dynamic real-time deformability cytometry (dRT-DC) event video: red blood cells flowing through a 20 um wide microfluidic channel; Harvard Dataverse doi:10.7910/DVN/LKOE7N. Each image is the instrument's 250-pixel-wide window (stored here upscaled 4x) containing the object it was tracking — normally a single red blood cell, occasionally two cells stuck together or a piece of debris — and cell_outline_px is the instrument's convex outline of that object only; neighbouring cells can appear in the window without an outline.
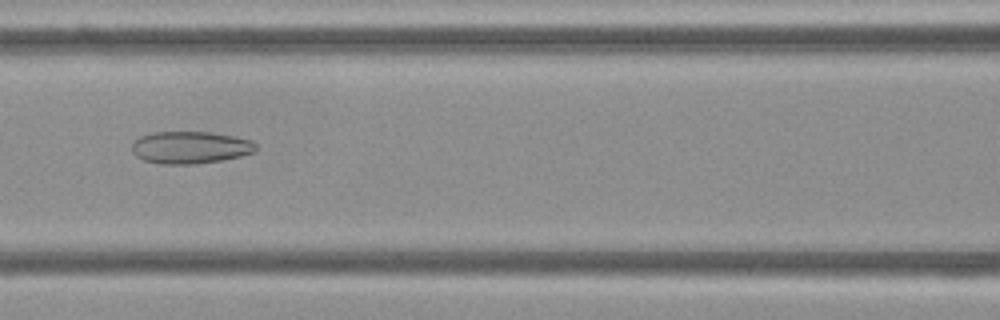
{"species": "Egyptian fruit bat (a non-hibernating species)", "species_latin": "Rousettus aegyptiacus", "temperature_condition": "cold", "stored_images_in_passage": 53, "camera_frame_rate_fps": 3000, "um_per_image_px": 0.085, "frame": {"image": 1, "passage_image": 23, "time_ms": 7.333, "image_size_px": [1000, 320], "cell_outline_px": [[256, 148], [252, 152], [240, 156], [224, 160], [192, 164], [160, 164], [144, 160], [136, 156], [132, 152], [132, 144], [140, 136], [152, 132], [212, 132], [236, 136], [252, 140], [256, 144]], "centroid_in_image_um": [16.17, 12.53], "position_along_channel_um": 150.4, "area_um2": 23.41}}
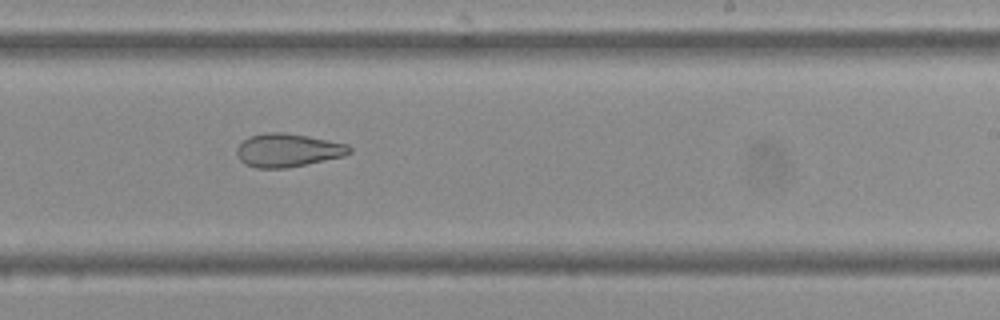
{"frame": {"image": 2, "passage_image": 32, "time_ms": 10.333, "image_size_px": [1000, 320], "cell_outline_px": [[352, 152], [344, 156], [288, 168], [256, 168], [244, 164], [236, 156], [236, 148], [248, 136], [264, 132], [284, 132], [308, 136], [348, 144], [352, 148]], "centroid_in_image_um": [24.44, 12.77], "position_along_channel_um": 264.6, "area_um2": 22.14}}
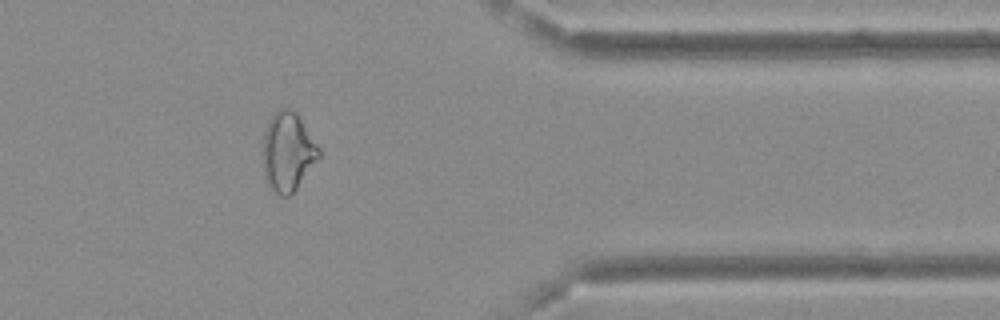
{"frame": {"image": 3, "passage_image": 43, "time_ms": 14.0, "image_size_px": [1000, 320], "cell_outline_px": [[320, 156], [296, 188], [288, 196], [280, 196], [264, 180], [264, 132], [272, 112], [280, 108], [288, 108], [296, 112], [320, 148]], "centroid_in_image_um": [24.46, 12.87], "position_along_channel_um": 386.9, "area_um2": 25.43}, "authors_computed_cell_mechanics": {"area_um2": 27.3394, "velocity_mm_per_s": 3.8115, "shape_relaxation_time_tau1_ms": null, "shape_relaxation_time_tau2_ms": 2.7316, "deformation_change_tau1": null, "deformation_change_tau2": 0.107}}